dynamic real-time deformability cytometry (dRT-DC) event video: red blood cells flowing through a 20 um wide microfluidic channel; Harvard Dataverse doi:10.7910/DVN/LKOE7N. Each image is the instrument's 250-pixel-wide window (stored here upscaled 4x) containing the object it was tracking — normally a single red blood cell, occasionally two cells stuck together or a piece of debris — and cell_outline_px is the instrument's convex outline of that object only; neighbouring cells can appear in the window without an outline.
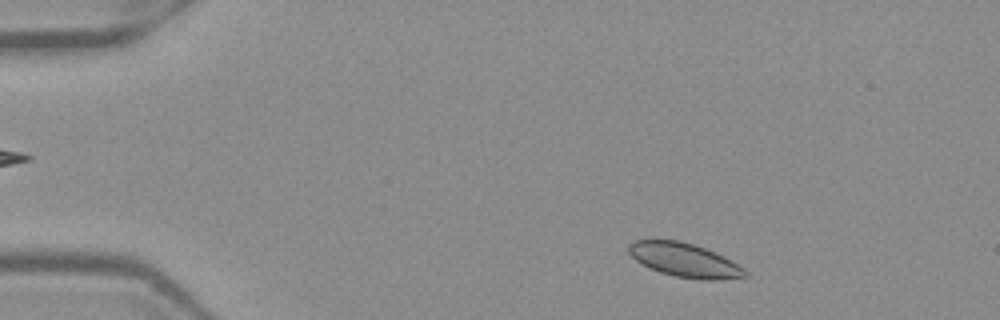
{"species": "Egyptian fruit bat (a non-hibernating species)", "species_latin": "Rousettus aegyptiacus", "temperature_condition": "warm", "stored_images_in_passage": 48, "camera_frame_rate_fps": 3000, "um_per_image_px": 0.085, "frame": {"image": 1, "passage_image": 4, "time_ms": 1.0, "image_size_px": [1000, 320], "cell_outline_px": [[748, 276], [720, 280], [700, 280], [676, 276], [660, 272], [648, 268], [636, 260], [628, 252], [628, 244], [632, 240], [652, 236], [680, 240], [716, 252], [724, 256], [744, 268], [748, 272]], "centroid_in_image_um": [58.11, 22.06], "position_along_channel_um": 26.9, "area_um2": 23.81}}
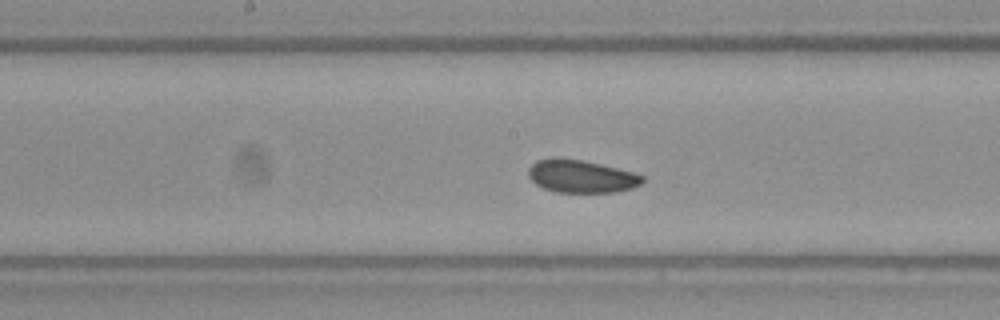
{"frame": {"image": 2, "passage_image": 23, "time_ms": 7.333, "image_size_px": [1000, 320], "cell_outline_px": [[644, 180], [640, 184], [632, 188], [612, 192], [556, 192], [544, 188], [536, 184], [528, 176], [528, 168], [536, 160], [552, 156], [584, 160], [632, 172], [644, 176]], "centroid_in_image_um": [49.35, 14.96], "position_along_channel_um": 198.8, "area_um2": 21.85}}
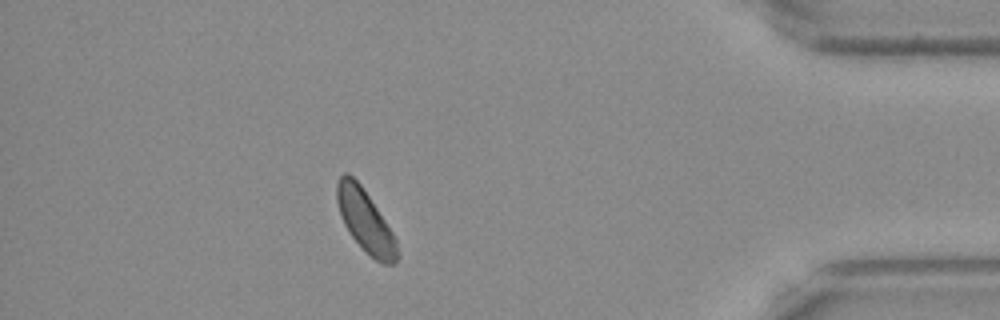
{"frame": {"image": 3, "passage_image": 42, "time_ms": 13.667, "image_size_px": [1000, 320], "cell_outline_px": [[400, 256], [396, 264], [384, 264], [376, 260], [352, 236], [344, 224], [340, 216], [336, 200], [336, 184], [340, 176], [344, 172], [348, 172], [360, 184], [392, 232], [396, 240]], "centroid_in_image_um": [31.05, 18.77], "position_along_channel_um": 404.2, "area_um2": 21.5}}